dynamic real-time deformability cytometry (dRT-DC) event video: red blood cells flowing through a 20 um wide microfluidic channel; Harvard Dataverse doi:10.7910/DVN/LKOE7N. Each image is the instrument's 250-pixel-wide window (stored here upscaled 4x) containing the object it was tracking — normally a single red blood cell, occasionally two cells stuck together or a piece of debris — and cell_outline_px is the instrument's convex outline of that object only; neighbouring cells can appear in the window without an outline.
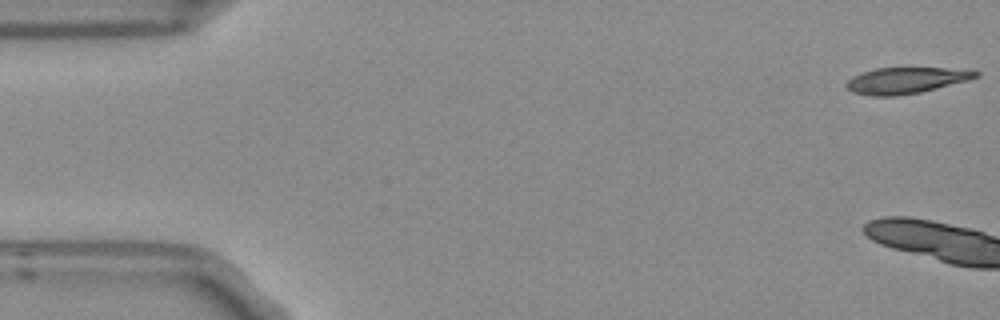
{"species": "Egyptian fruit bat (a non-hibernating species)", "species_latin": "Rousettus aegyptiacus", "temperature_condition": "room temperature", "stored_images_in_passage": 7, "camera_frame_rate_fps": 3000, "um_per_image_px": 0.085, "frame": {"image": 1, "passage_image": 1, "time_ms": 0.0, "image_size_px": [1000, 320], "cell_outline_px": [[980, 76], [968, 80], [920, 92], [896, 96], [872, 96], [852, 92], [844, 84], [852, 76], [876, 68], [944, 68], [980, 72]], "centroid_in_image_um": [76.96, 6.84], "position_along_channel_um": 8.0, "area_um2": 19.48}}